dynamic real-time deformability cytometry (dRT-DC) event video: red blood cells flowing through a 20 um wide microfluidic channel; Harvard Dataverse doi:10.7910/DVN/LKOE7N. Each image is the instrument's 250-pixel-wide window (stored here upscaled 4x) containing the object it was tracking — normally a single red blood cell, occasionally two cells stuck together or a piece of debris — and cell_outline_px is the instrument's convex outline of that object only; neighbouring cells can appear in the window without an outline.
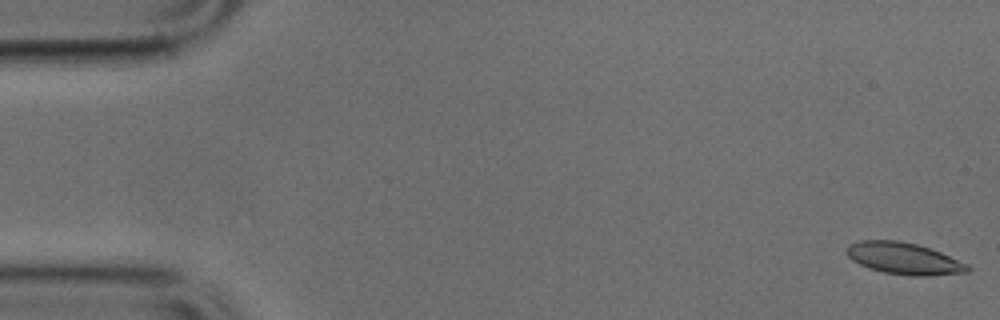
{"species": "common noctule bat (a hibernating species)", "species_latin": "Nyctalus noctula", "temperature_condition": "cold", "stored_images_in_passage": 15, "camera_frame_rate_fps": 3000, "um_per_image_px": 0.085, "animal": {"sex": "male", "body_mass_g": 17.9, "forearm_length_mm": 54.2}, "frame": {"image": 1, "passage_image": 1, "time_ms": 0.0, "image_size_px": [1000, 320], "cell_outline_px": [[972, 268], [968, 272], [928, 276], [908, 276], [884, 272], [868, 268], [852, 260], [844, 252], [844, 248], [848, 244], [860, 240], [900, 240], [916, 244], [940, 252], [968, 264]], "centroid_in_image_um": [76.8, 21.97], "position_along_channel_um": 8.2, "area_um2": 22.6}}
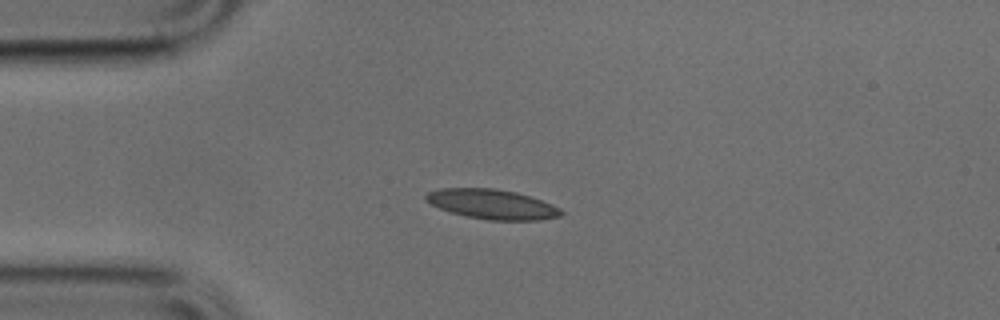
{"frame": {"image": 2, "passage_image": 12, "time_ms": 3.667, "image_size_px": [1000, 320], "cell_outline_px": [[564, 212], [560, 216], [540, 220], [488, 220], [468, 216], [452, 212], [440, 208], [424, 200], [424, 196], [428, 192], [440, 188], [496, 188], [516, 192], [552, 204], [560, 208]], "centroid_in_image_um": [41.83, 17.35], "position_along_channel_um": 43.2, "area_um2": 23.29}}